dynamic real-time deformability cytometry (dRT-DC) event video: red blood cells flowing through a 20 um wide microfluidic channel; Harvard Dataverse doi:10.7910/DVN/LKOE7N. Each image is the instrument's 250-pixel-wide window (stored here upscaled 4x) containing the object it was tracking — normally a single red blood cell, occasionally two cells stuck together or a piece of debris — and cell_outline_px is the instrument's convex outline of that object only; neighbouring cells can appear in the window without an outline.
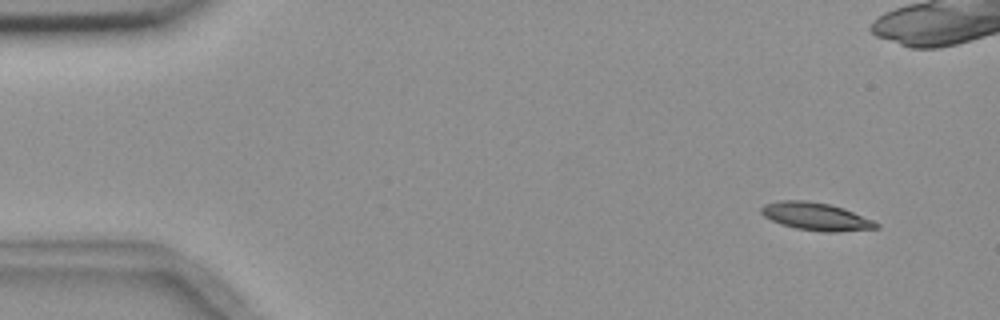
{"species": "common noctule bat (a hibernating species)", "species_latin": "Nyctalus noctula", "temperature_condition": "room temperature", "stored_images_in_passage": 10, "camera_frame_rate_fps": 3000, "um_per_image_px": 0.085, "animal": {"sex": "female", "body_mass_g": 18.4}, "frame": {"image": 1, "passage_image": 2, "time_ms": 1.0, "image_size_px": [1000, 320], "cell_outline_px": [[880, 228], [840, 232], [824, 232], [796, 228], [780, 224], [764, 216], [760, 212], [760, 208], [764, 204], [780, 200], [804, 200], [828, 204], [844, 208], [872, 220], [880, 224]], "centroid_in_image_um": [69.36, 18.4], "position_along_channel_um": 15.6, "area_um2": 18.61}}
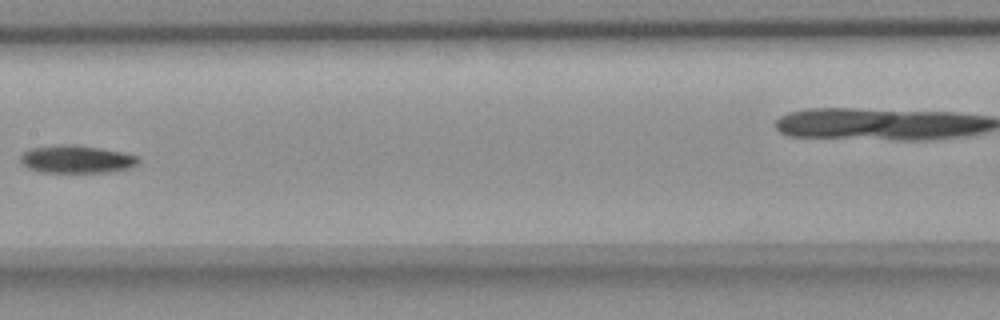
{"frame": {"image": 2, "passage_image": 9, "time_ms": 9.0, "image_size_px": [1000, 320], "cell_outline_px": [[140, 160], [132, 168], [108, 172], [40, 172], [28, 168], [20, 160], [20, 156], [24, 152], [32, 148], [60, 144], [72, 144], [120, 152], [136, 156]], "centroid_in_image_um": [6.49, 13.54], "position_along_channel_um": 200.9, "area_um2": 18.84}}